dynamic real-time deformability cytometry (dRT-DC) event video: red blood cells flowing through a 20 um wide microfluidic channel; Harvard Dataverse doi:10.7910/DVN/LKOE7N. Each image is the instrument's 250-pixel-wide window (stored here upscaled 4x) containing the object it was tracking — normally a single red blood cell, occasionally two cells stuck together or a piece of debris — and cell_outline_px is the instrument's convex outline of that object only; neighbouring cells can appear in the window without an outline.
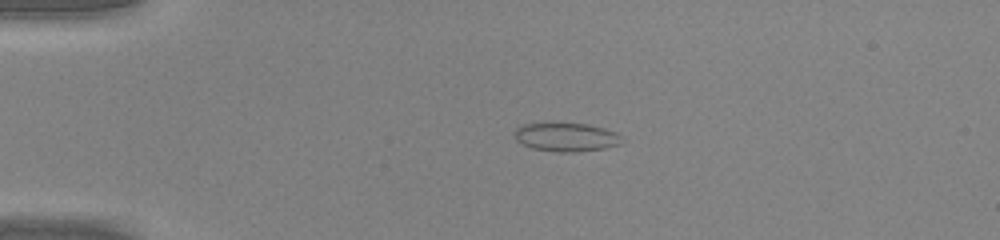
{"species": "common noctule bat (a hibernating species)", "species_latin": "Nyctalus noctula", "temperature_condition": "warm", "stored_images_in_passage": 48, "camera_frame_rate_fps": 3000, "um_per_image_px": 0.085, "animal": {"sex": "male", "body_mass_g": 20.0, "forearm_length_mm": 53.3}, "frame": {"image": 1, "passage_image": 11, "time_ms": 3.333, "image_size_px": [1000, 240], "cell_outline_px": [[620, 144], [608, 148], [576, 152], [556, 152], [532, 148], [516, 140], [512, 132], [516, 128], [524, 124], [588, 124], [604, 128], [616, 132], [620, 136]], "centroid_in_image_um": [48.12, 11.67], "position_along_channel_um": 36.9, "area_um2": 17.8}}
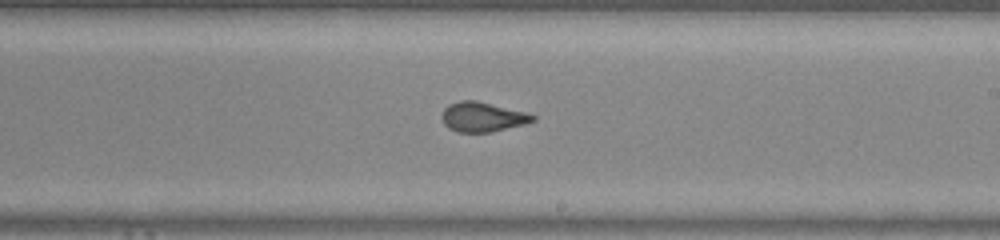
{"frame": {"image": 2, "passage_image": 29, "time_ms": 9.333, "image_size_px": [1000, 240], "cell_outline_px": [[536, 120], [524, 124], [492, 132], [456, 132], [448, 128], [444, 124], [440, 116], [444, 108], [448, 104], [460, 100], [476, 100], [524, 112], [536, 116]], "centroid_in_image_um": [40.96, 9.94], "position_along_channel_um": 248.0, "area_um2": 15.78}}
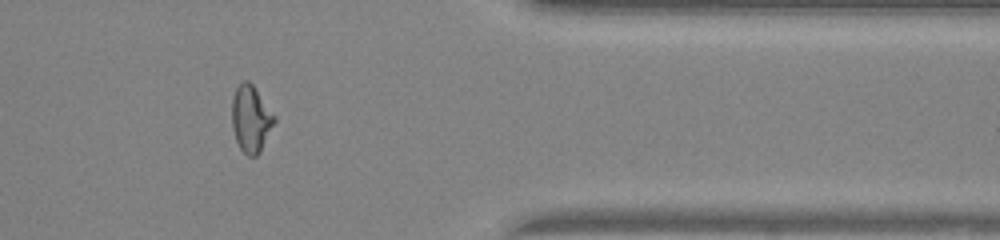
{"frame": {"image": 3, "passage_image": 40, "time_ms": 13.0, "image_size_px": [1000, 240], "cell_outline_px": [[276, 120], [260, 152], [256, 156], [248, 156], [240, 148], [236, 140], [232, 128], [232, 96], [236, 88], [244, 80], [248, 80], [252, 84], [276, 116]], "centroid_in_image_um": [21.32, 10.1], "position_along_channel_um": 390.1, "area_um2": 16.47}, "authors_computed_cell_mechanics": {"area_um2": 16.6175, "velocity_mm_per_s": 4.3051, "shape_relaxation_time_tau1_ms": null, "shape_relaxation_time_tau2_ms": 0.7296, "deformation_change_tau1": null, "deformation_change_tau2": 0.0566}}